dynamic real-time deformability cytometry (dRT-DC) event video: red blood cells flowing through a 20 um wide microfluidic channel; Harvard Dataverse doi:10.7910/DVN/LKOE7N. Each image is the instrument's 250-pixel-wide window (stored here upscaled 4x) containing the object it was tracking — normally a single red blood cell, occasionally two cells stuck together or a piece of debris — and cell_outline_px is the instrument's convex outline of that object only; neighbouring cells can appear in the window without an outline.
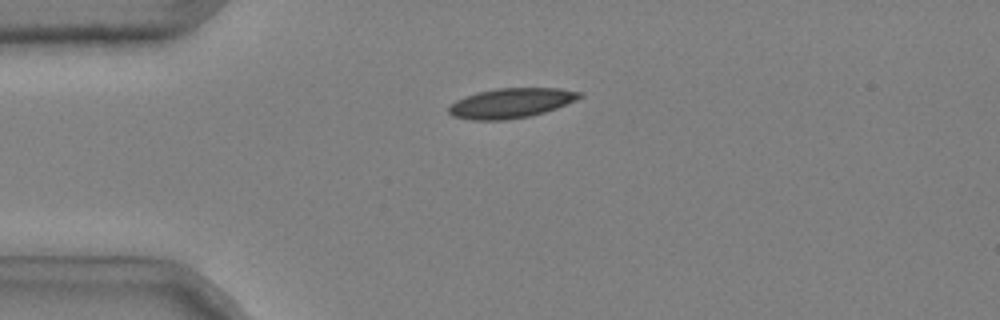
{"species": "common noctule bat (a hibernating species)", "species_latin": "Nyctalus noctula", "temperature_condition": "cold", "stored_images_in_passage": 38, "camera_frame_rate_fps": 3000, "um_per_image_px": 0.085, "animal": {"sex": "male", "body_mass_g": 20.4}, "frame": {"image": 1, "passage_image": 4, "time_ms": 1.0, "image_size_px": [1000, 320], "cell_outline_px": [[584, 96], [576, 100], [556, 108], [532, 116], [504, 120], [472, 120], [452, 116], [448, 112], [448, 108], [456, 100], [476, 92], [496, 88], [560, 88], [584, 92]], "centroid_in_image_um": [43.46, 8.75], "position_along_channel_um": 41.5, "area_um2": 22.89}}
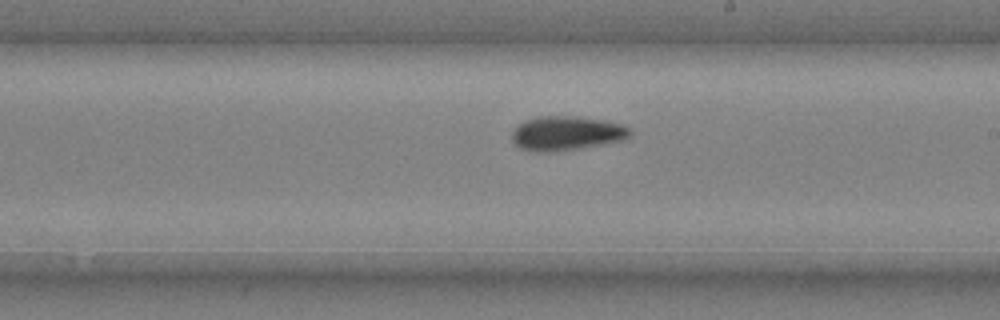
{"frame": {"image": 2, "passage_image": 22, "time_ms": 7.0, "image_size_px": [1000, 320], "cell_outline_px": [[632, 132], [624, 140], [576, 148], [544, 152], [536, 152], [520, 148], [512, 140], [512, 132], [524, 120], [540, 116], [572, 116], [604, 120], [624, 124]], "centroid_in_image_um": [48.15, 11.31], "position_along_channel_um": 240.9, "area_um2": 23.24}}
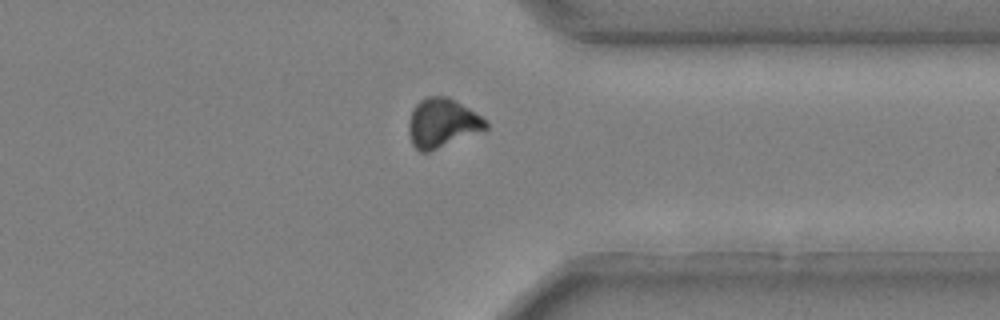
{"frame": {"image": 3, "passage_image": 33, "time_ms": 10.667, "image_size_px": [1000, 320], "cell_outline_px": [[488, 128], [484, 132], [428, 152], [420, 152], [412, 144], [408, 132], [408, 120], [412, 108], [424, 96], [448, 96], [456, 100], [488, 120]], "centroid_in_image_um": [37.61, 10.46], "position_along_channel_um": 373.8, "area_um2": 22.66}, "authors_computed_cell_mechanics": {"area_um2": 22.8021, "velocity_mm_per_s": 3.7031, "shape_relaxation_time_tau1_ms": 7.0988, "shape_relaxation_time_tau2_ms": 8.6373, "deformation_change_tau1": 0.1643, "deformation_change_tau2": 0.1034}}